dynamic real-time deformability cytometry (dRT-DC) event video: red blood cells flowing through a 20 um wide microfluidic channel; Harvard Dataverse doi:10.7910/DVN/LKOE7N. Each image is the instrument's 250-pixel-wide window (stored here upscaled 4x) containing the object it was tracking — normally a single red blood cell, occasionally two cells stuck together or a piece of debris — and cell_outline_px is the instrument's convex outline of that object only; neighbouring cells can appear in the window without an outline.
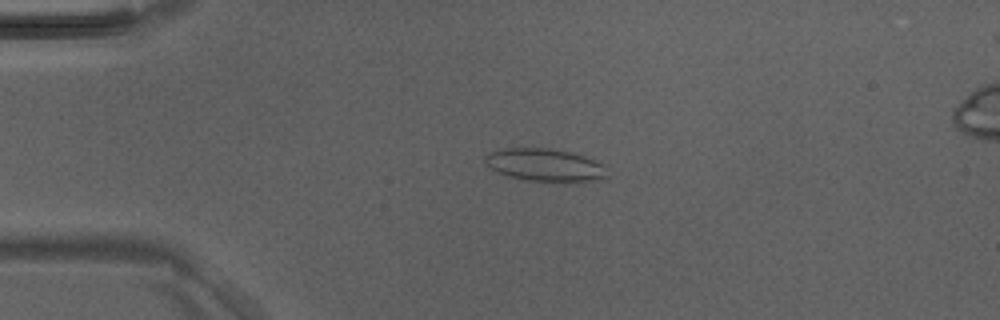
{"species": "Egyptian fruit bat (a non-hibernating species)", "species_latin": "Rousettus aegyptiacus", "temperature_condition": "room temperature", "stored_images_in_passage": 4, "camera_frame_rate_fps": 3000, "um_per_image_px": 0.085, "animal": {"sex": "male"}, "frame": {"image": 1, "passage_image": 2, "time_ms": 0.333, "image_size_px": [1000, 320], "cell_outline_px": [[608, 180], [584, 184], [568, 184], [528, 180], [508, 176], [492, 168], [484, 160], [484, 156], [488, 152], [504, 148], [548, 148], [572, 152], [584, 156], [604, 164], [608, 176]], "centroid_in_image_um": [46.47, 14.08], "position_along_channel_um": 38.5, "area_um2": 24.28}}